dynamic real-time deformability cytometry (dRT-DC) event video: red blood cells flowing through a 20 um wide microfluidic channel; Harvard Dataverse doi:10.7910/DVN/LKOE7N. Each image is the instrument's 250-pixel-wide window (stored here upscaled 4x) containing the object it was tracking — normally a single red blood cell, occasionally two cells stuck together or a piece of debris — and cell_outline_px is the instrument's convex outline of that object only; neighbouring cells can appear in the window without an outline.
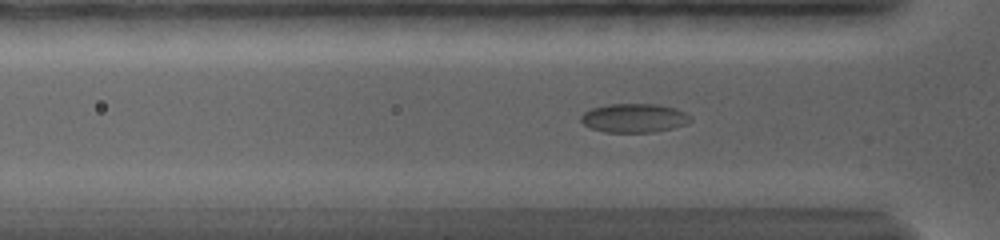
{"species": "common noctule bat (a hibernating species)", "species_latin": "Nyctalus noctula", "temperature_condition": "warm", "stored_images_in_passage": 62, "camera_frame_rate_fps": 5000, "um_per_image_px": 0.085, "animal": {"sex": "female", "body_mass_g": 19.0, "forearm_length_mm": 56.7}, "frame": {"image": 1, "passage_image": 9, "time_ms": 2.0, "image_size_px": [1000, 240], "cell_outline_px": [[692, 120], [688, 124], [672, 128], [652, 132], [604, 132], [588, 128], [580, 120], [580, 116], [584, 112], [592, 108], [608, 104], [656, 104], [676, 108], [692, 116]], "centroid_in_image_um": [53.9, 10.03], "position_along_channel_um": 71.9, "area_um2": 18.61}}
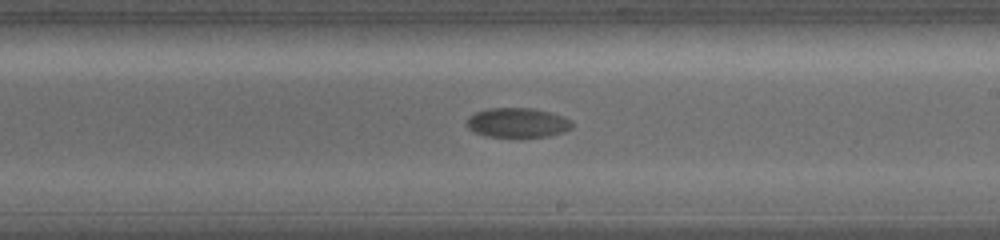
{"frame": {"image": 2, "passage_image": 25, "time_ms": 7.4, "image_size_px": [1000, 240], "cell_outline_px": [[572, 128], [564, 132], [548, 136], [520, 140], [484, 136], [472, 132], [464, 124], [468, 116], [476, 112], [488, 108], [532, 108], [552, 112], [564, 116], [572, 120]], "centroid_in_image_um": [43.97, 10.48], "position_along_channel_um": 245.0, "area_um2": 19.31}}
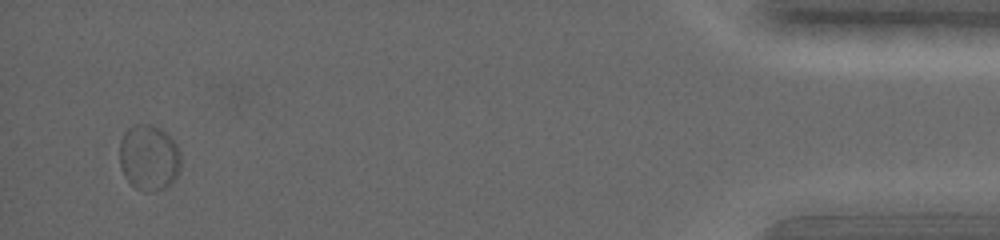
{"frame": {"image": 3, "passage_image": 55, "time_ms": 16.4, "image_size_px": [1000, 240], "cell_outline_px": [[180, 168], [176, 176], [168, 184], [152, 192], [144, 192], [136, 188], [124, 176], [120, 164], [120, 140], [124, 132], [128, 128], [136, 124], [152, 124], [164, 128], [172, 136], [180, 152]], "centroid_in_image_um": [12.66, 13.34], "position_along_channel_um": 422.5, "area_um2": 23.7}}